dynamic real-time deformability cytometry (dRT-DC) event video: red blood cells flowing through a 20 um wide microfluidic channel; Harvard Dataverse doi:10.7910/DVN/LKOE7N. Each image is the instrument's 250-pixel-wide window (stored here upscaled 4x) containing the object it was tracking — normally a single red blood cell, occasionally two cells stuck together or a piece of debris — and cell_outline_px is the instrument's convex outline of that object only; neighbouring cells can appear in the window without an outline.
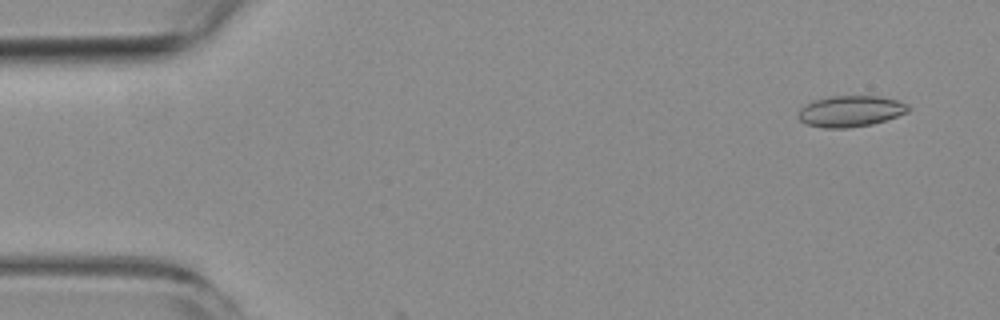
{"species": "common noctule bat (a hibernating species)", "species_latin": "Nyctalus noctula", "temperature_condition": "room temperature", "stored_images_in_passage": 12, "camera_frame_rate_fps": 3000, "um_per_image_px": 0.085, "animal": {"sex": "female", "body_mass_g": 19.3, "forearm_length_mm": 54.1}, "frame": {"image": 1, "passage_image": 1, "time_ms": 0.0, "image_size_px": [1000, 320], "cell_outline_px": [[912, 108], [908, 112], [872, 124], [848, 128], [824, 128], [804, 124], [800, 120], [800, 108], [804, 104], [816, 100], [832, 96], [880, 96], [896, 100], [908, 104]], "centroid_in_image_um": [72.31, 9.45], "position_along_channel_um": 12.7, "area_um2": 19.88}}
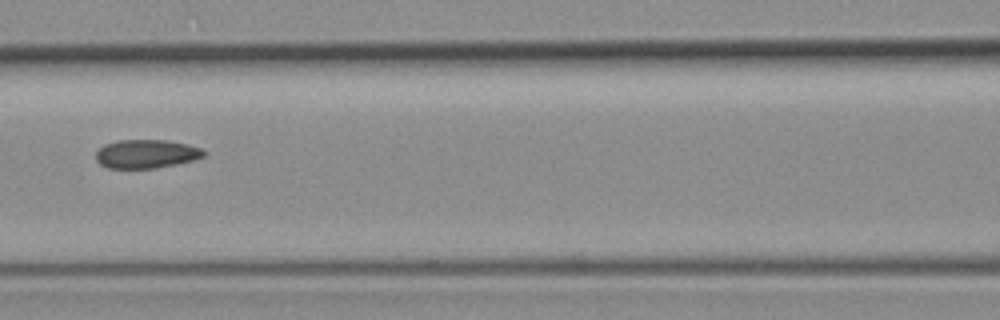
{"frame": {"image": 2, "passage_image": 6, "time_ms": 7.0, "image_size_px": [1000, 320], "cell_outline_px": [[204, 156], [192, 160], [176, 164], [156, 168], [108, 168], [100, 164], [96, 160], [96, 152], [104, 144], [116, 140], [168, 140], [188, 144], [200, 148], [204, 152]], "centroid_in_image_um": [12.4, 13.07], "position_along_channel_um": 154.2, "area_um2": 17.98}}
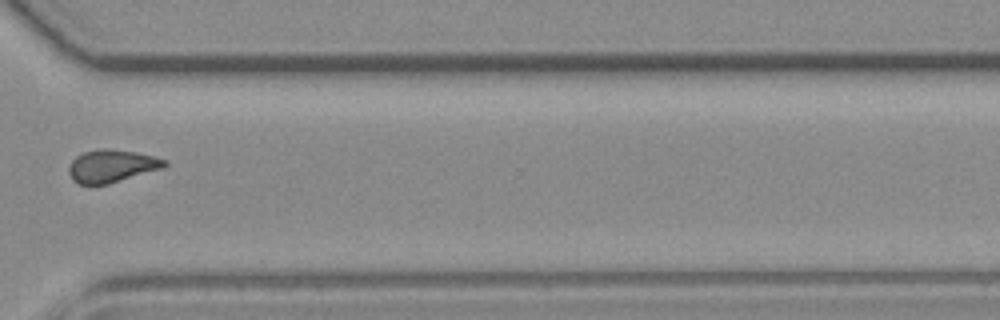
{"frame": {"image": 3, "passage_image": 11, "time_ms": 12.667, "image_size_px": [1000, 320], "cell_outline_px": [[168, 164], [164, 168], [108, 184], [80, 184], [72, 180], [68, 172], [68, 168], [72, 160], [76, 156], [84, 152], [100, 148], [104, 148], [136, 152], [156, 156], [168, 160]], "centroid_in_image_um": [9.52, 14.1], "position_along_channel_um": 361.1, "area_um2": 18.38}, "authors_computed_cell_mechanics": {"area_um2": 18.6694, "velocity_mm_per_s": 3.6635, "shape_relaxation_time_tau1_ms": 8.4367, "shape_relaxation_time_tau2_ms": 2.1439, "deformation_change_tau1": 0.1329, "deformation_change_tau2": 0.054}}